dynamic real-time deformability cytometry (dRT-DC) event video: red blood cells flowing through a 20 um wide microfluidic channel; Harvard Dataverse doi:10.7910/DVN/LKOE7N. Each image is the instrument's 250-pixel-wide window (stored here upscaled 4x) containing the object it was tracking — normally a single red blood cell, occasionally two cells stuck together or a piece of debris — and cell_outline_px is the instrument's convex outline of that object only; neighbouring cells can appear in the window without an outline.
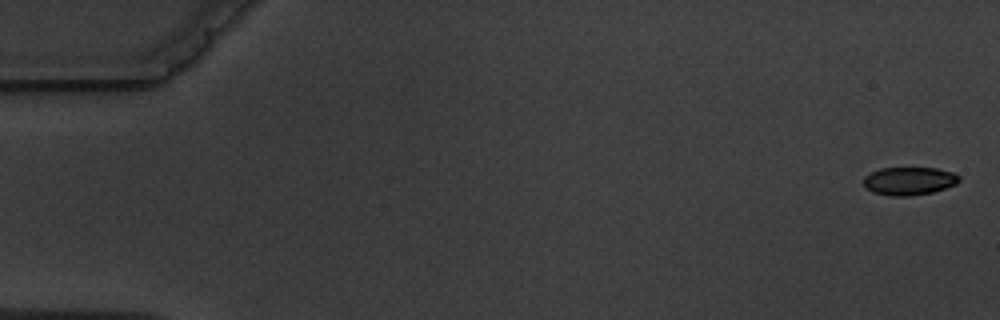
{"species": "common noctule bat (a hibernating species)", "species_latin": "Nyctalus noctula", "temperature_condition": "warm", "stored_images_in_passage": 6, "camera_frame_rate_fps": 3000, "um_per_image_px": 0.085, "animal": {"sex": "male", "body_mass_g": 19.5, "forearm_length_mm": 54.6}, "frame": {"image": 1, "passage_image": 1, "time_ms": 0.0, "image_size_px": [1000, 320], "cell_outline_px": [[960, 180], [956, 184], [932, 192], [912, 196], [888, 196], [872, 192], [864, 188], [864, 176], [880, 168], [936, 168], [952, 172], [960, 176]], "centroid_in_image_um": [77.25, 15.39], "position_along_channel_um": 7.8, "area_um2": 15.72}}
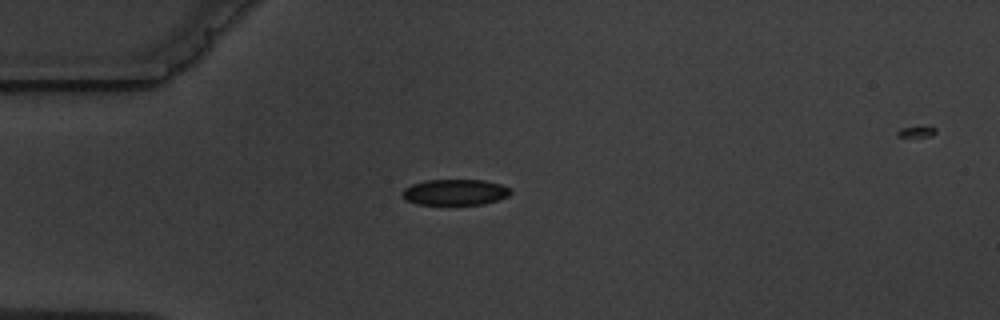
{"frame": {"image": 2, "passage_image": 5, "time_ms": 4.667, "image_size_px": [1000, 320], "cell_outline_px": [[512, 192], [508, 196], [484, 204], [416, 204], [404, 200], [400, 196], [400, 192], [404, 188], [412, 184], [428, 180], [484, 180], [500, 184], [512, 188]], "centroid_in_image_um": [38.64, 16.33], "position_along_channel_um": 46.4, "area_um2": 16.47}}
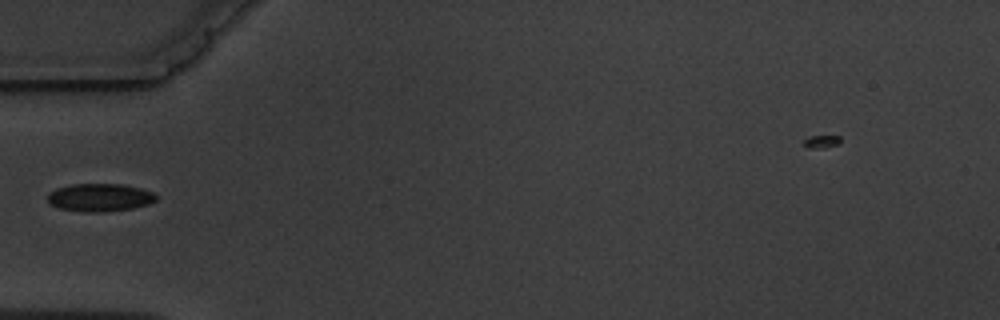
{"frame": {"image": 3, "passage_image": 6, "time_ms": 6.0, "image_size_px": [1000, 320], "cell_outline_px": [[156, 200], [148, 204], [132, 208], [104, 212], [84, 212], [60, 208], [52, 204], [48, 200], [48, 192], [56, 188], [72, 184], [120, 184], [140, 188], [152, 192], [156, 196]], "centroid_in_image_um": [8.47, 16.78], "position_along_channel_um": 76.5, "area_um2": 17.51}}